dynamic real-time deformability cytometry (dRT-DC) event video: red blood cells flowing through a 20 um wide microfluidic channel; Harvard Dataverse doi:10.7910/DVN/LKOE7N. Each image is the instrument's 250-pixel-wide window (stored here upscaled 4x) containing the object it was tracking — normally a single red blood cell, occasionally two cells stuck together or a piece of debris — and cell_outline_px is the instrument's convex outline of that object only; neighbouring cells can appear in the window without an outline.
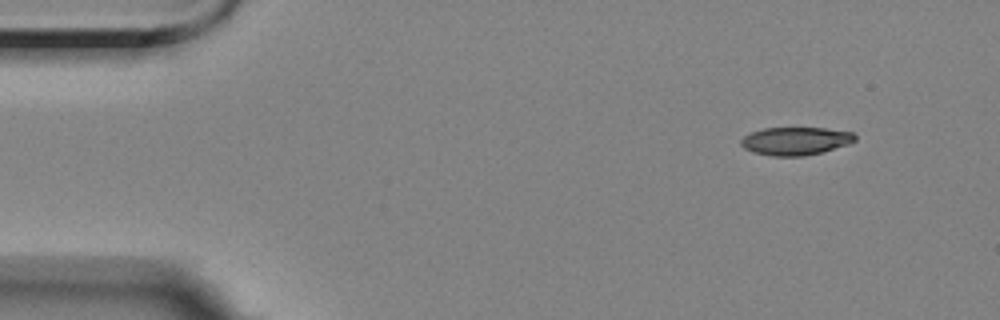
{"species": "Egyptian fruit bat (a non-hibernating species)", "species_latin": "Rousettus aegyptiacus", "temperature_condition": "room temperature", "stored_images_in_passage": 4, "camera_frame_rate_fps": 3000, "um_per_image_px": 0.085, "animal": {"sex": "female"}, "frame": {"image": 1, "passage_image": 1, "time_ms": 0.0, "image_size_px": [1000, 320], "cell_outline_px": [[856, 140], [848, 144], [824, 152], [804, 156], [772, 156], [752, 152], [744, 148], [740, 144], [740, 140], [744, 136], [752, 132], [764, 128], [824, 128], [852, 132], [856, 136]], "centroid_in_image_um": [67.62, 11.99], "position_along_channel_um": 17.4, "area_um2": 18.67}}
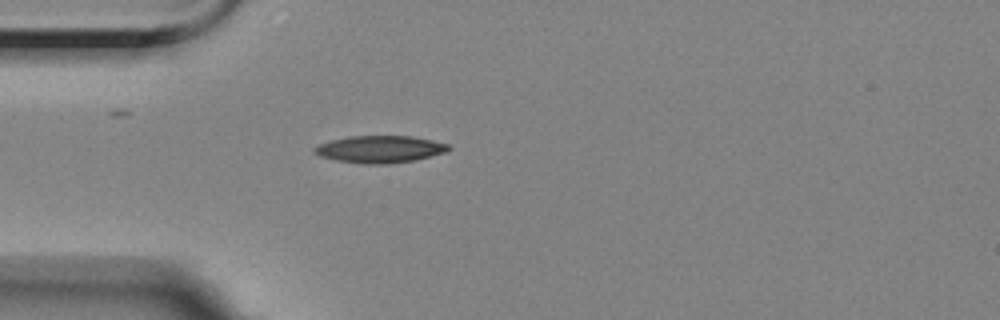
{"frame": {"image": 2, "passage_image": 4, "time_ms": 3.333, "image_size_px": [1000, 320], "cell_outline_px": [[452, 148], [448, 152], [416, 160], [388, 164], [364, 164], [336, 160], [320, 156], [312, 152], [312, 148], [320, 144], [332, 140], [348, 136], [412, 136], [432, 140], [448, 144]], "centroid_in_image_um": [32.32, 12.69], "position_along_channel_um": 52.7, "area_um2": 21.39}}